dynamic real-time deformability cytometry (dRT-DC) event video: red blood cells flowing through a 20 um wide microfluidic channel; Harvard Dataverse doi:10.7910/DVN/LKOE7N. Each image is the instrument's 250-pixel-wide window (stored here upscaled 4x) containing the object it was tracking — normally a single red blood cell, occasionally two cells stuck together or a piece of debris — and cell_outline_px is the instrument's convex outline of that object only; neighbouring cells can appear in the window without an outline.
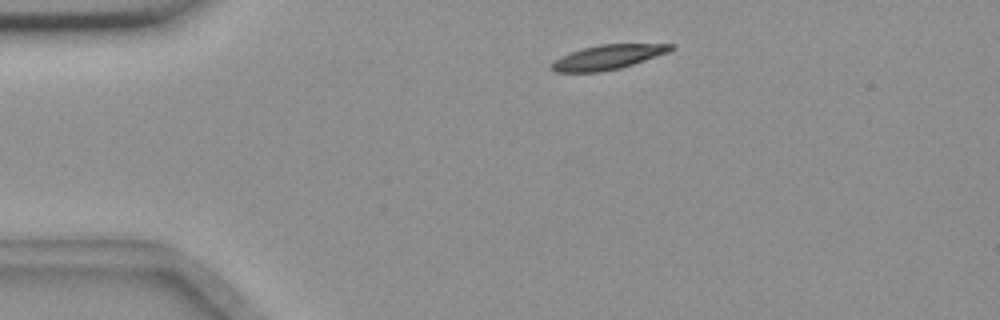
{"species": "common noctule bat (a hibernating species)", "species_latin": "Nyctalus noctula", "temperature_condition": "room temperature", "stored_images_in_passage": 48, "camera_frame_rate_fps": 3000, "um_per_image_px": 0.085, "animal": {"sex": "female", "body_mass_g": 18.4}, "frame": {"image": 1, "passage_image": 3, "time_ms": 0.667, "image_size_px": [1000, 320], "cell_outline_px": [[676, 48], [668, 52], [620, 68], [600, 72], [556, 72], [548, 68], [548, 64], [560, 56], [584, 48], [600, 44], [676, 44]], "centroid_in_image_um": [51.62, 4.86], "position_along_channel_um": 33.4, "area_um2": 17.05}}
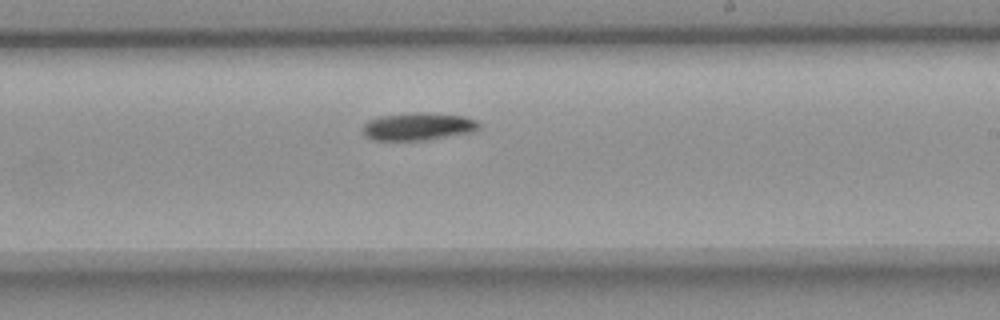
{"frame": {"image": 2, "passage_image": 25, "time_ms": 8.0, "image_size_px": [1000, 320], "cell_outline_px": [[480, 128], [472, 132], [424, 140], [372, 140], [364, 136], [364, 124], [368, 120], [380, 116], [412, 112], [428, 112], [464, 116], [476, 120], [480, 124]], "centroid_in_image_um": [35.54, 10.74], "position_along_channel_um": 253.5, "area_um2": 18.79}}
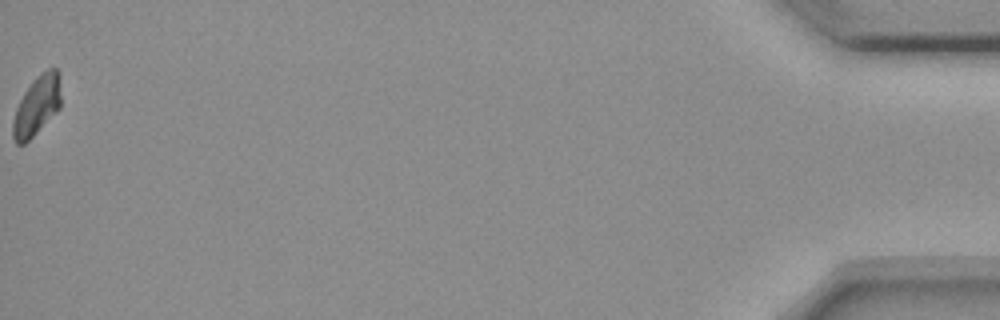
{"frame": {"image": 3, "passage_image": 48, "time_ms": 15.667, "image_size_px": [1000, 320], "cell_outline_px": [[60, 108], [24, 144], [16, 144], [12, 136], [12, 120], [16, 108], [24, 92], [36, 76], [48, 68], [56, 68], [60, 72]], "centroid_in_image_um": [3.13, 8.95], "position_along_channel_um": 432.1, "area_um2": 16.59}, "authors_computed_cell_mechanics": {"area_um2": 18.0336, "velocity_mm_per_s": 3.6158, "shape_relaxation_time_tau1_ms": 7.5152, "shape_relaxation_time_tau2_ms": null, "deformation_change_tau1": 0.1469, "deformation_change_tau2": null}}